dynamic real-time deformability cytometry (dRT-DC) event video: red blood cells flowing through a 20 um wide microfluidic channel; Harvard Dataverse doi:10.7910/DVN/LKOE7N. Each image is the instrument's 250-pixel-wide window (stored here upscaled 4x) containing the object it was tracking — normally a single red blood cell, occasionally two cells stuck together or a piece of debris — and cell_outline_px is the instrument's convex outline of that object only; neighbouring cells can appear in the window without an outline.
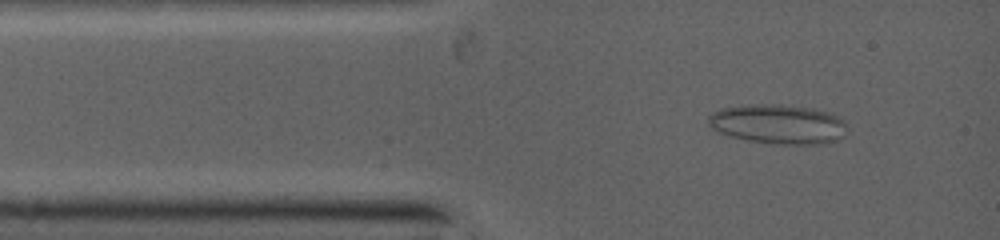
{"species": "common noctule bat (a hibernating species)", "species_latin": "Nyctalus noctula", "temperature_condition": "warm", "stored_images_in_passage": 39, "camera_frame_rate_fps": 5000, "um_per_image_px": 0.085, "animal": {"sex": "female", "body_mass_g": 19.0, "forearm_length_mm": 53.3}, "frame": {"image": 1, "passage_image": 5, "time_ms": 1.0, "image_size_px": [1000, 240], "cell_outline_px": [[844, 124], [828, 140], [812, 144], [800, 144], [752, 140], [736, 136], [724, 132], [716, 128], [708, 120], [720, 108], [752, 104], [780, 104], [812, 108], [836, 116]], "centroid_in_image_um": [66.04, 10.48], "position_along_channel_um": 19.0, "area_um2": 29.36}}
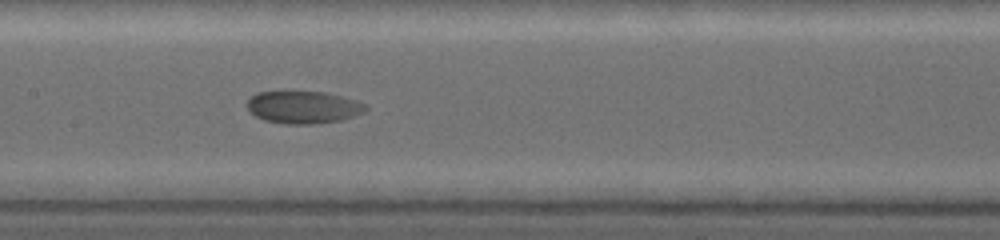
{"frame": {"image": 2, "passage_image": 26, "time_ms": 5.4, "image_size_px": [1000, 240], "cell_outline_px": [[368, 108], [364, 112], [340, 120], [312, 124], [288, 124], [264, 120], [256, 116], [248, 108], [248, 100], [252, 96], [260, 92], [324, 92], [364, 104]], "centroid_in_image_um": [25.75, 9.13], "position_along_channel_um": 181.6, "area_um2": 21.73}}
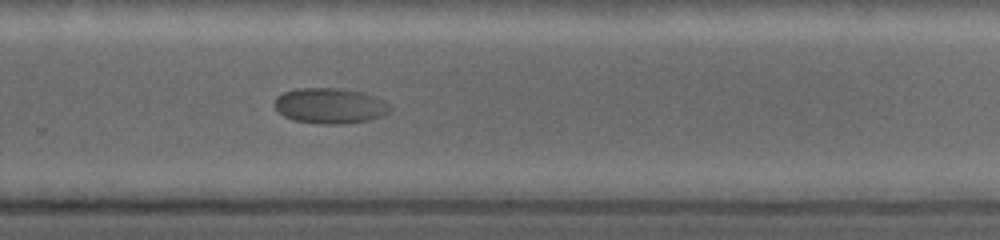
{"frame": {"image": 3, "passage_image": 39, "time_ms": 8.2, "image_size_px": [1000, 240], "cell_outline_px": [[392, 108], [388, 112], [380, 116], [368, 120], [340, 124], [324, 124], [296, 120], [284, 116], [276, 108], [276, 96], [284, 92], [296, 88], [340, 88], [360, 92], [372, 96], [380, 100]], "centroid_in_image_um": [28.01, 8.98], "position_along_channel_um": 301.8, "area_um2": 23.35}}